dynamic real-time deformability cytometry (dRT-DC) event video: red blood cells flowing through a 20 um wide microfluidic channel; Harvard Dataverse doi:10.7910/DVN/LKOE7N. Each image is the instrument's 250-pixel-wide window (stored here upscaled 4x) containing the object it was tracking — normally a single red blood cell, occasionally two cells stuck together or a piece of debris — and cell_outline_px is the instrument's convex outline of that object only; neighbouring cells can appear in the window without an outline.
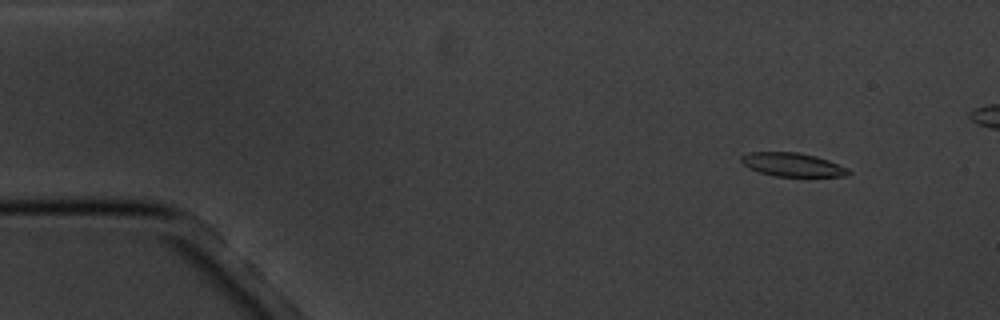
{"species": "common noctule bat (a hibernating species)", "species_latin": "Nyctalus noctula", "temperature_condition": "cold", "stored_images_in_passage": 6, "camera_frame_rate_fps": 3000, "um_per_image_px": 0.085, "animal": {"sex": "male", "body_mass_g": 20.1, "forearm_length_mm": 53.5}, "frame": {"image": 1, "passage_image": 2, "time_ms": 1.333, "image_size_px": [1000, 320], "cell_outline_px": [[852, 172], [848, 176], [776, 176], [760, 172], [748, 168], [740, 160], [740, 156], [752, 152], [796, 152], [816, 156], [828, 160], [848, 168]], "centroid_in_image_um": [67.38, 13.99], "position_along_channel_um": 17.6, "area_um2": 14.68}}